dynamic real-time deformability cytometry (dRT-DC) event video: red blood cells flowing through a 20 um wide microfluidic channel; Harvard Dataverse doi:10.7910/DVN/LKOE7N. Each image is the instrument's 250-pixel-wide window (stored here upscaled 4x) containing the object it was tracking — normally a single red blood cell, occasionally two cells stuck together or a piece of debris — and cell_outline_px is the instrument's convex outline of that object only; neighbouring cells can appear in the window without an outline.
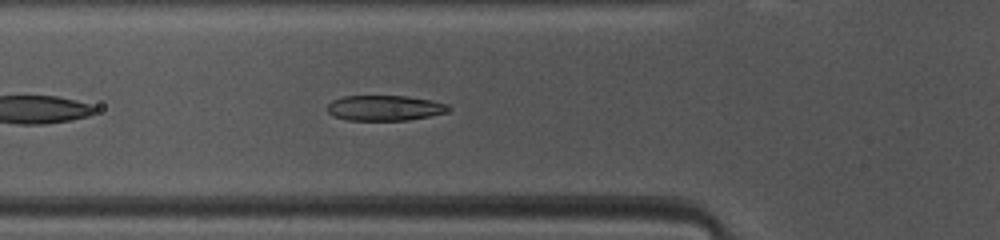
{"species": "common noctule bat (a hibernating species)", "species_latin": "Nyctalus noctula", "temperature_condition": "warm", "stored_images_in_passage": 35, "camera_frame_rate_fps": 3000, "um_per_image_px": 0.085, "animal": {"sex": "female", "body_mass_g": 10.0, "forearm_length_mm": 53.1}, "frame": {"image": 1, "passage_image": 7, "time_ms": 2.0, "image_size_px": [1000, 240], "cell_outline_px": [[452, 108], [448, 112], [408, 120], [348, 120], [332, 116], [328, 112], [328, 104], [332, 100], [344, 96], [408, 96], [432, 100], [448, 104]], "centroid_in_image_um": [32.72, 9.17], "position_along_channel_um": 93.1, "area_um2": 17.98}}
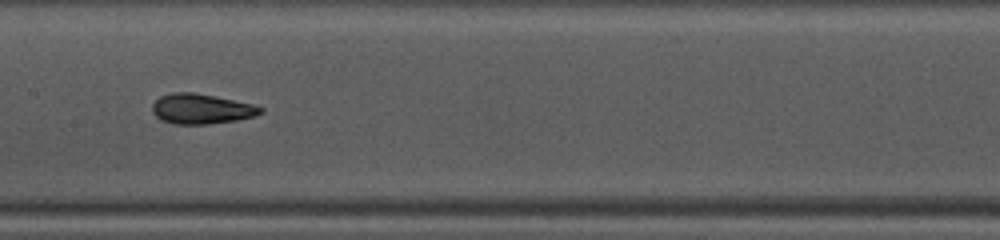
{"frame": {"image": 2, "passage_image": 14, "time_ms": 4.333, "image_size_px": [1000, 240], "cell_outline_px": [[264, 112], [252, 116], [236, 120], [208, 124], [172, 124], [160, 120], [152, 112], [152, 104], [160, 96], [172, 92], [192, 92], [252, 104], [264, 108]], "centroid_in_image_um": [17.07, 9.26], "position_along_channel_um": 190.3, "area_um2": 18.84}}
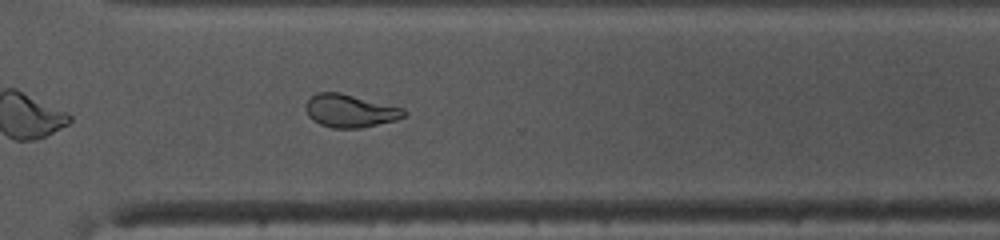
{"frame": {"image": 3, "passage_image": 25, "time_ms": 8.0, "image_size_px": [1000, 240], "cell_outline_px": [[408, 112], [404, 116], [396, 120], [360, 128], [332, 128], [320, 124], [308, 116], [308, 100], [316, 92], [340, 92], [404, 108]], "centroid_in_image_um": [29.8, 9.42], "position_along_channel_um": 340.8, "area_um2": 18.67}, "authors_computed_cell_mechanics": {"area_um2": 18.6116, "velocity_mm_per_s": 4.1214, "shape_relaxation_time_tau1_ms": 3.841, "shape_relaxation_time_tau2_ms": 1.7652, "deformation_change_tau1": 0.1695, "deformation_change_tau2": 0.0919}}